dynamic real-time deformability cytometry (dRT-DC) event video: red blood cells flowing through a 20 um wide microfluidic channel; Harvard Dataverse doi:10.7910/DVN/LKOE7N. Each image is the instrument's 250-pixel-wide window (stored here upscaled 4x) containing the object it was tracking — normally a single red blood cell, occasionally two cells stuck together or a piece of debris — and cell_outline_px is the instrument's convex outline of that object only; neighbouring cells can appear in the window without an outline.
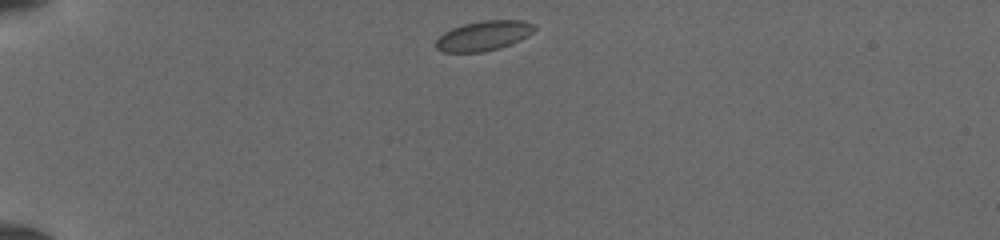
{"species": "common noctule bat (a hibernating species)", "species_latin": "Nyctalus noctula", "temperature_condition": "cold", "stored_images_in_passage": 38, "camera_frame_rate_fps": 3000, "um_per_image_px": 0.085, "animal": {"sex": "female", "body_mass_g": 19.5, "forearm_length_mm": 54.1}, "frame": {"image": 1, "passage_image": 1, "time_ms": 0.0, "image_size_px": [1000, 240], "cell_outline_px": [[536, 28], [532, 32], [520, 40], [512, 44], [500, 48], [484, 52], [444, 52], [436, 48], [436, 40], [444, 32], [452, 28], [464, 24], [484, 20], [524, 20], [536, 24]], "centroid_in_image_um": [41.14, 3.03], "position_along_channel_um": 43.9, "area_um2": 17.17}}
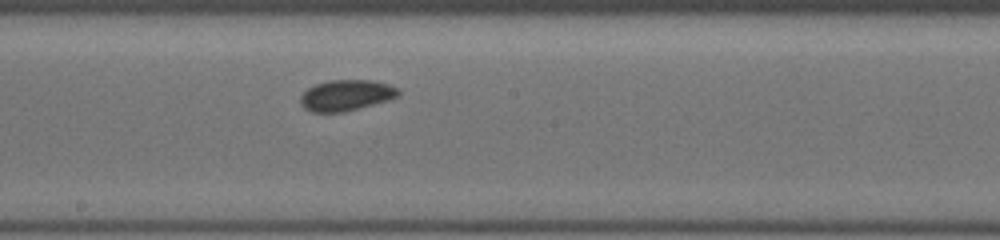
{"frame": {"image": 2, "passage_image": 17, "time_ms": 5.333, "image_size_px": [1000, 240], "cell_outline_px": [[400, 96], [388, 100], [344, 112], [312, 112], [304, 108], [300, 104], [300, 96], [308, 88], [316, 84], [328, 80], [372, 80], [388, 84], [400, 88]], "centroid_in_image_um": [29.44, 8.09], "position_along_channel_um": 218.8, "area_um2": 17.74}}
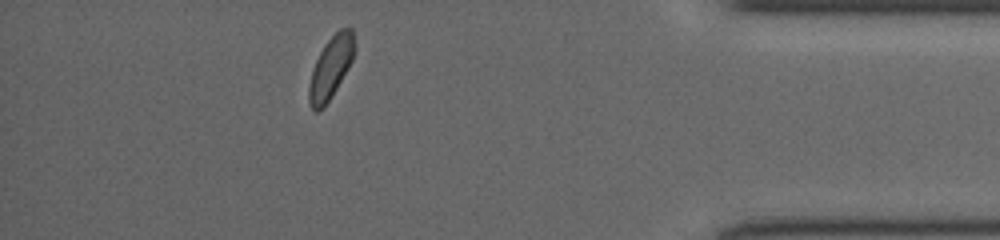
{"frame": {"image": 3, "passage_image": 33, "time_ms": 10.667, "image_size_px": [1000, 240], "cell_outline_px": [[356, 48], [352, 60], [336, 88], [324, 108], [316, 112], [308, 104], [308, 88], [312, 68], [324, 44], [340, 28], [352, 28]], "centroid_in_image_um": [28.1, 5.74], "position_along_channel_um": 407.1, "area_um2": 16.42}}